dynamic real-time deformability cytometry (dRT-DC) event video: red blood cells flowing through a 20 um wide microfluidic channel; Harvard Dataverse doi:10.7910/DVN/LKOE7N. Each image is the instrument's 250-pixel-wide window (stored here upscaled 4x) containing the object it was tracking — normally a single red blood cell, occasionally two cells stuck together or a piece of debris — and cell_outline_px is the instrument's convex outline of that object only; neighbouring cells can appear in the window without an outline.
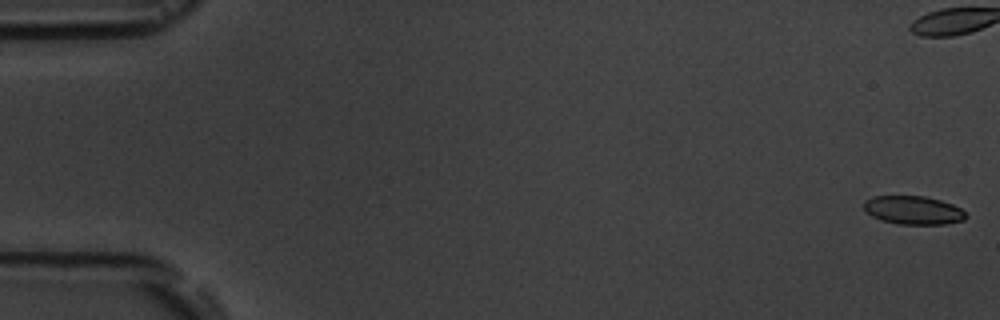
{"species": "common noctule bat (a hibernating species)", "species_latin": "Nyctalus noctula", "temperature_condition": "room temperature", "stored_images_in_passage": 11, "camera_frame_rate_fps": 3000, "um_per_image_px": 0.085, "animal": {"sex": "male", "body_mass_g": 19.5, "forearm_length_mm": 54.6}, "frame": {"image": 1, "passage_image": 1, "time_ms": 0.0, "image_size_px": [1000, 320], "cell_outline_px": [[968, 216], [964, 220], [944, 224], [896, 224], [880, 220], [872, 216], [864, 208], [864, 200], [872, 196], [924, 196], [940, 200], [952, 204], [960, 208]], "centroid_in_image_um": [77.62, 17.86], "position_along_channel_um": 7.4, "area_um2": 16.94}}